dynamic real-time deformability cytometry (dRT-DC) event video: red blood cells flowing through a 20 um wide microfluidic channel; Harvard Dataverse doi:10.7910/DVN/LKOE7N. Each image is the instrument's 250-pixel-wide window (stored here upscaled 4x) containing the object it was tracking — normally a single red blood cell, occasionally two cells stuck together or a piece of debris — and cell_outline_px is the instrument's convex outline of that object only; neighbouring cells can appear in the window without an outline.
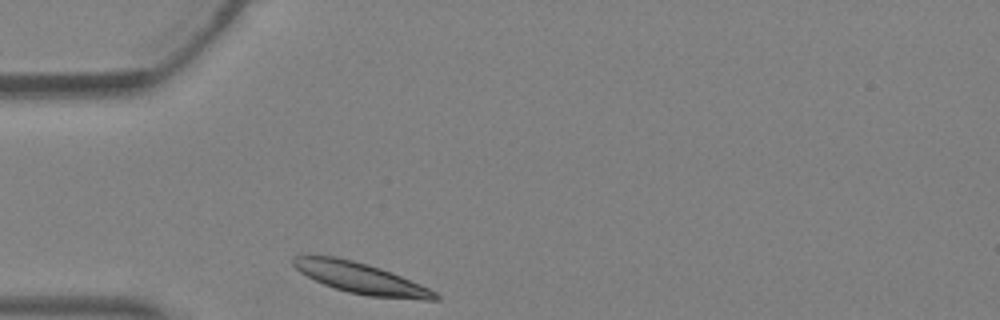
{"species": "Egyptian fruit bat (a non-hibernating species)", "species_latin": "Rousettus aegyptiacus", "temperature_condition": "warm", "stored_images_in_passage": 5, "camera_frame_rate_fps": 3000, "um_per_image_px": 0.085, "animal": {"sex": "female"}, "frame": {"image": 1, "passage_image": 1, "time_ms": 0.0, "image_size_px": [1000, 320], "cell_outline_px": [[440, 300], [424, 300], [368, 296], [348, 292], [324, 284], [300, 272], [292, 264], [292, 256], [336, 256], [368, 264], [392, 272], [420, 284], [436, 292], [440, 296]], "centroid_in_image_um": [30.7, 23.65], "position_along_channel_um": 54.3, "area_um2": 25.37}}
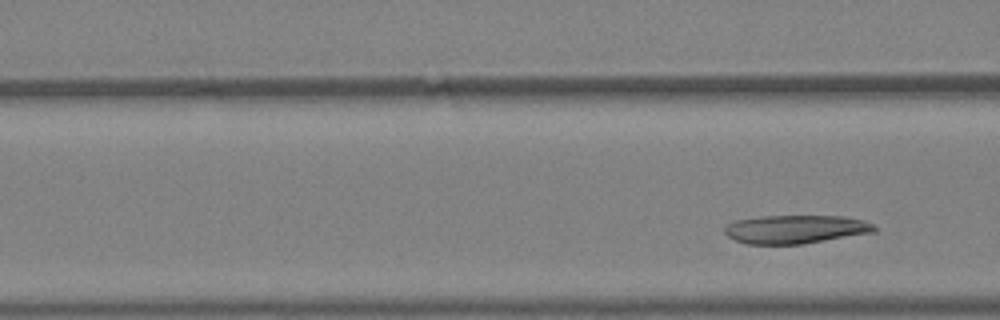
{"frame": {"image": 2, "passage_image": 5, "time_ms": 1.333, "image_size_px": [1000, 320], "cell_outline_px": [[876, 232], [800, 244], [748, 244], [736, 240], [728, 236], [724, 232], [724, 228], [728, 224], [736, 220], [760, 216], [844, 216], [864, 220], [876, 224]], "centroid_in_image_um": [67.66, 19.48], "position_along_channel_um": 98.9, "area_um2": 24.85}}